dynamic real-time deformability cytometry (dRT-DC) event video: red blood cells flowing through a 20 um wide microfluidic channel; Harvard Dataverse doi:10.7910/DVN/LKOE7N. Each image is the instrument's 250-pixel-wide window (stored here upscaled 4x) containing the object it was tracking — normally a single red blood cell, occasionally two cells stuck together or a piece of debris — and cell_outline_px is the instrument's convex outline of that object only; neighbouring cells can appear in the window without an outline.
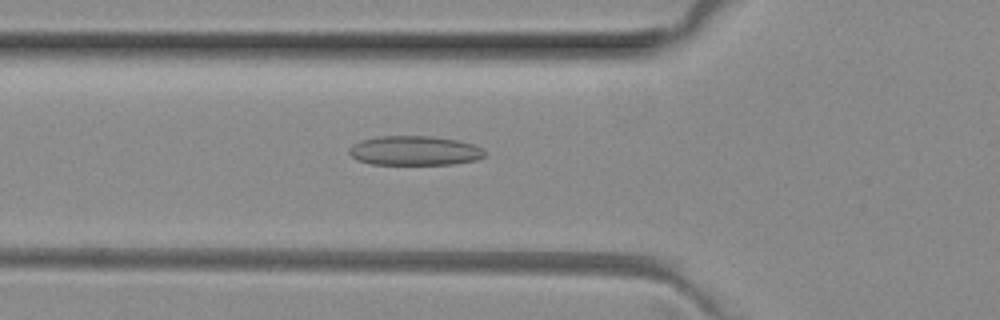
{"species": "common noctule bat (a hibernating species)", "species_latin": "Nyctalus noctula", "temperature_condition": "room temperature", "stored_images_in_passage": 38, "camera_frame_rate_fps": 3000, "um_per_image_px": 0.085, "animal": {"sex": "female", "body_mass_g": 29.2, "forearm_length_mm": 56.3}, "frame": {"image": 1, "passage_image": 5, "time_ms": 1.333, "image_size_px": [1000, 320], "cell_outline_px": [[484, 156], [476, 160], [452, 164], [372, 164], [356, 160], [348, 152], [348, 148], [360, 140], [376, 136], [432, 136], [456, 140], [472, 144], [480, 148], [484, 152]], "centroid_in_image_um": [35.18, 12.8], "position_along_channel_um": 90.6, "area_um2": 23.18}}
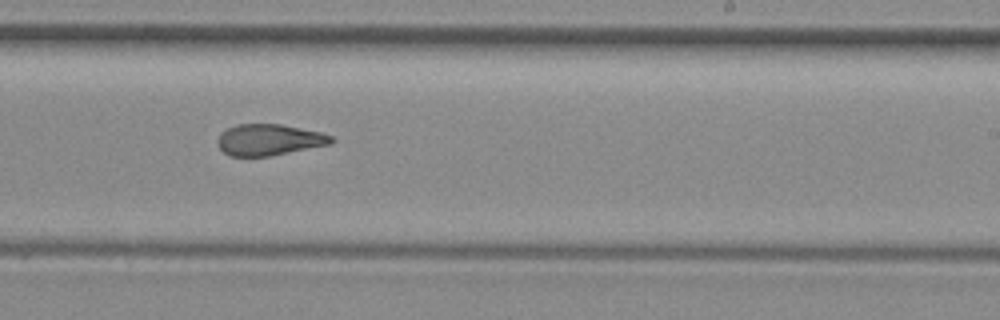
{"frame": {"image": 2, "passage_image": 18, "time_ms": 5.667, "image_size_px": [1000, 320], "cell_outline_px": [[336, 140], [332, 144], [268, 156], [228, 156], [220, 148], [216, 140], [220, 132], [236, 124], [280, 124], [320, 132], [332, 136]], "centroid_in_image_um": [22.86, 11.88], "position_along_channel_um": 266.1, "area_um2": 20.75}}
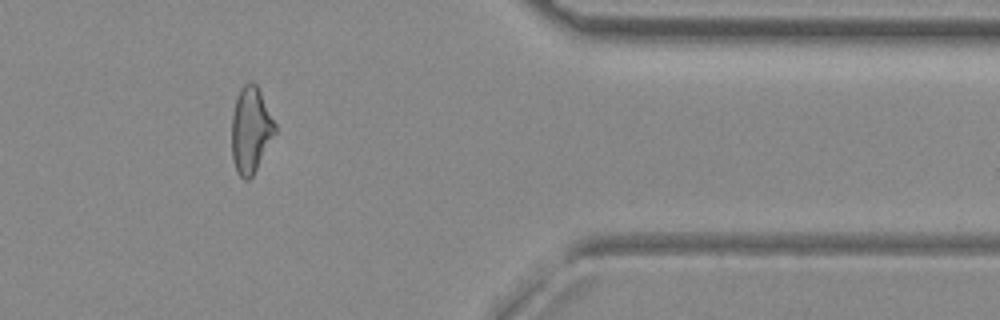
{"frame": {"image": 3, "passage_image": 29, "time_ms": 9.333, "image_size_px": [1000, 320], "cell_outline_px": [[276, 132], [252, 176], [248, 180], [244, 180], [236, 172], [232, 156], [232, 116], [236, 100], [240, 88], [244, 84], [252, 80], [256, 84], [276, 124]], "centroid_in_image_um": [21.3, 11.05], "position_along_channel_um": 390.1, "area_um2": 21.5}, "authors_computed_cell_mechanics": {"area_um2": 21.8484, "velocity_mm_per_s": 4.067, "shape_relaxation_time_tau1_ms": null, "shape_relaxation_time_tau2_ms": 3.3813, "deformation_change_tau1": null, "deformation_change_tau2": 0.1239}}